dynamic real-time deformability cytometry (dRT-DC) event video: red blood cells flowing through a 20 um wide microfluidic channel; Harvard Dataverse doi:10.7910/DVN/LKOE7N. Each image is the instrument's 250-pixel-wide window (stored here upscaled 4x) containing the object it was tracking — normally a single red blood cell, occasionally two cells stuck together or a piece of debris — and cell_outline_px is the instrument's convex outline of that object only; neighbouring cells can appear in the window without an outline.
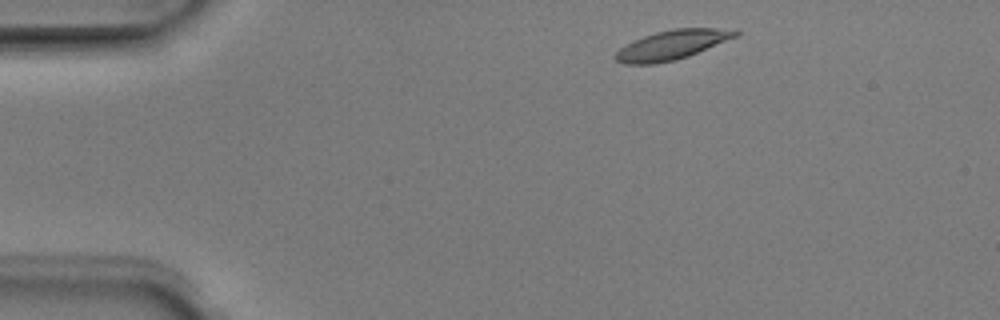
{"species": "Egyptian fruit bat (a non-hibernating species)", "species_latin": "Rousettus aegyptiacus", "temperature_condition": "room temperature", "stored_images_in_passage": 3, "segment_of_instrument_passage": [2, 2], "camera_frame_rate_fps": 3000, "um_per_image_px": 0.085, "animal": {"sex": "male"}, "frame": {"image": 1, "passage_image": 3, "time_ms": 0.667, "image_size_px": [1000, 320], "cell_outline_px": [[740, 32], [736, 36], [688, 56], [676, 60], [652, 64], [624, 64], [616, 60], [612, 56], [620, 48], [632, 40], [656, 32], [672, 28], [736, 28]], "centroid_in_image_um": [57.09, 3.8], "position_along_channel_um": 27.9, "area_um2": 20.58}}